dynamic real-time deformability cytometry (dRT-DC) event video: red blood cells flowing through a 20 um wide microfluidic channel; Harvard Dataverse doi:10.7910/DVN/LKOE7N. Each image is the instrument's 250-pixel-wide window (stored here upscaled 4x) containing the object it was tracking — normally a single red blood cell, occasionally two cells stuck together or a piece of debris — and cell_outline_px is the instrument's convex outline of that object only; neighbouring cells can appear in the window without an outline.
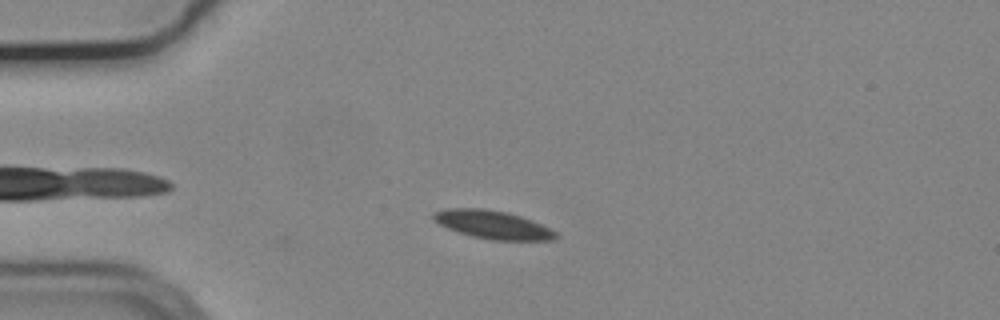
{"species": "common noctule bat (a hibernating species)", "species_latin": "Nyctalus noctula", "temperature_condition": "cold", "stored_images_in_passage": 43, "camera_frame_rate_fps": 3000, "um_per_image_px": 0.085, "animal": {"sex": "male", "body_mass_g": 19.2, "forearm_length_mm": 51.8}, "frame": {"image": 1, "passage_image": 9, "time_ms": 2.667, "image_size_px": [1000, 320], "cell_outline_px": [[560, 236], [556, 240], [492, 240], [472, 236], [448, 228], [440, 224], [432, 216], [432, 212], [448, 208], [480, 208], [508, 212], [520, 216], [540, 224], [556, 232]], "centroid_in_image_um": [41.9, 19.1], "position_along_channel_um": 43.1, "area_um2": 19.94}}
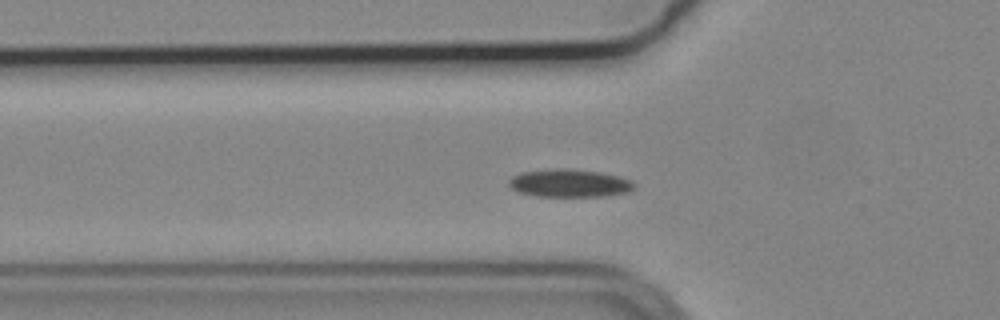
{"frame": {"image": 2, "passage_image": 14, "time_ms": 4.333, "image_size_px": [1000, 320], "cell_outline_px": [[636, 188], [628, 192], [604, 196], [536, 196], [516, 192], [508, 184], [508, 180], [512, 176], [520, 172], [556, 168], [568, 168], [600, 172], [620, 176], [632, 180], [636, 184]], "centroid_in_image_um": [48.41, 15.56], "position_along_channel_um": 77.4, "area_um2": 20.69}}
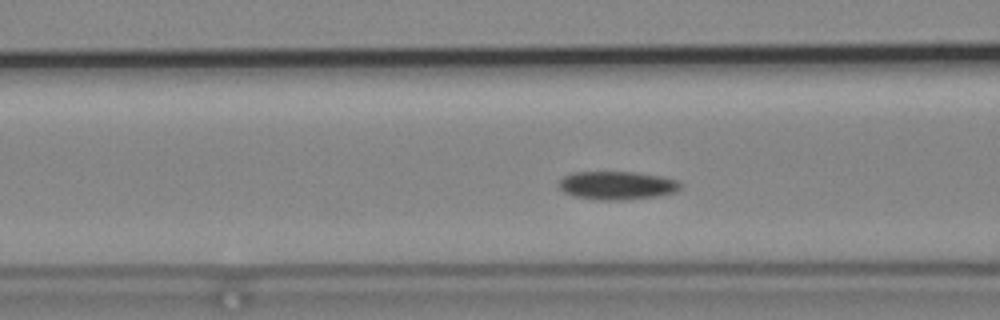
{"frame": {"image": 3, "passage_image": 17, "time_ms": 5.333, "image_size_px": [1000, 320], "cell_outline_px": [[684, 184], [676, 192], [660, 196], [620, 200], [596, 200], [572, 196], [564, 192], [556, 184], [564, 176], [572, 172], [636, 172], [664, 176], [676, 180]], "centroid_in_image_um": [52.46, 15.76], "position_along_channel_um": 114.1, "area_um2": 20.46}}